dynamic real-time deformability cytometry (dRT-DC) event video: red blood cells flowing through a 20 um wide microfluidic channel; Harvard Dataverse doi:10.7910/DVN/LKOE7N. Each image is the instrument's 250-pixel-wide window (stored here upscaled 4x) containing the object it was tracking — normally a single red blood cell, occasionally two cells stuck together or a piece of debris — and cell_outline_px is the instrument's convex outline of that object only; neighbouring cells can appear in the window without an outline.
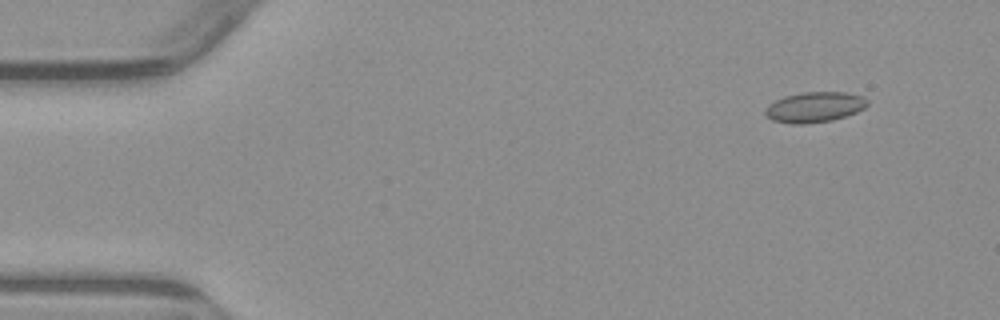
{"species": "common noctule bat (a hibernating species)", "species_latin": "Nyctalus noctula", "temperature_condition": "warm", "stored_images_in_passage": 5, "camera_frame_rate_fps": 3000, "um_per_image_px": 0.085, "animal": {"sex": "male", "body_mass_g": 23.1, "forearm_length_mm": 52.7}, "frame": {"image": 1, "passage_image": 2, "time_ms": 1.0, "image_size_px": [1000, 320], "cell_outline_px": [[868, 104], [864, 108], [856, 112], [832, 120], [804, 124], [792, 124], [772, 120], [764, 116], [764, 108], [768, 104], [784, 96], [804, 92], [844, 92], [864, 96], [868, 100]], "centroid_in_image_um": [69.2, 9.1], "position_along_channel_um": 15.8, "area_um2": 18.21}}